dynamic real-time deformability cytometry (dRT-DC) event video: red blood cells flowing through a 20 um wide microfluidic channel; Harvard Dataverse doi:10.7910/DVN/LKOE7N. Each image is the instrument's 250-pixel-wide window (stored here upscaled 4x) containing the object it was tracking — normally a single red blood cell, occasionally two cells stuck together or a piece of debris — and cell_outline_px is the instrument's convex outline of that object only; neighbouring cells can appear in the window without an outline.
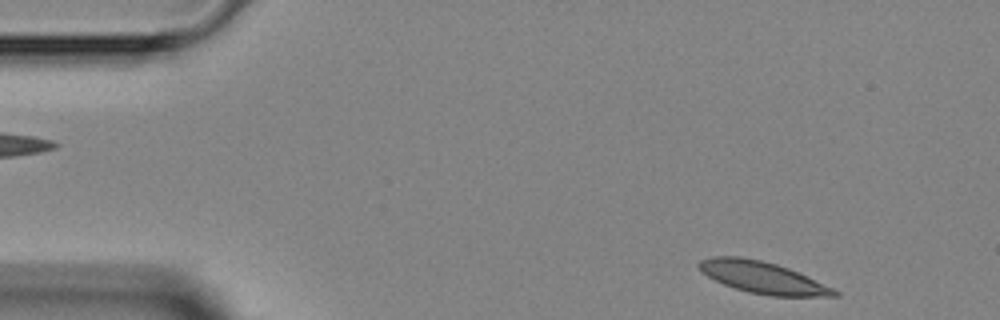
{"species": "Egyptian fruit bat (a non-hibernating species)", "species_latin": "Rousettus aegyptiacus", "temperature_condition": "room temperature", "stored_images_in_passage": 43, "camera_frame_rate_fps": 3000, "um_per_image_px": 0.085, "animal": {"sex": "female"}, "frame": {"image": 1, "passage_image": 1, "time_ms": 0.0, "image_size_px": [1000, 320], "cell_outline_px": [[840, 296], [772, 296], [748, 292], [724, 284], [708, 276], [696, 264], [700, 260], [712, 256], [740, 256], [760, 260], [776, 264], [800, 272], [836, 288], [840, 292]], "centroid_in_image_um": [64.9, 23.58], "position_along_channel_um": 20.1, "area_um2": 25.14}}
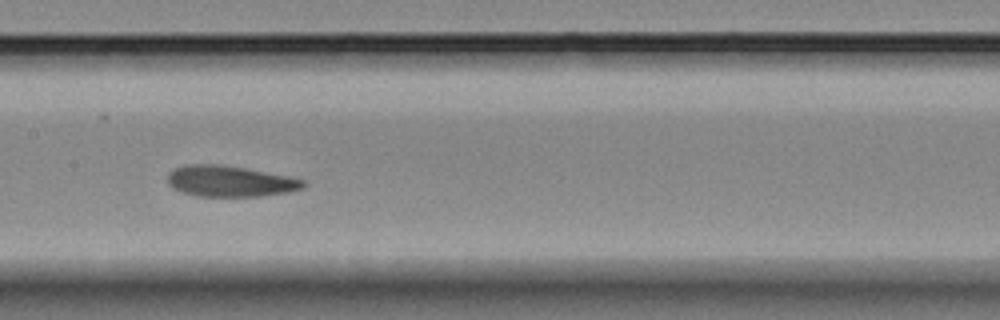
{"frame": {"image": 2, "passage_image": 19, "time_ms": 6.0, "image_size_px": [1000, 320], "cell_outline_px": [[308, 184], [304, 188], [288, 192], [260, 196], [196, 196], [180, 192], [172, 188], [168, 184], [168, 172], [184, 164], [216, 164], [244, 168], [288, 176], [304, 180]], "centroid_in_image_um": [19.53, 15.41], "position_along_channel_um": 187.9, "area_um2": 24.57}}
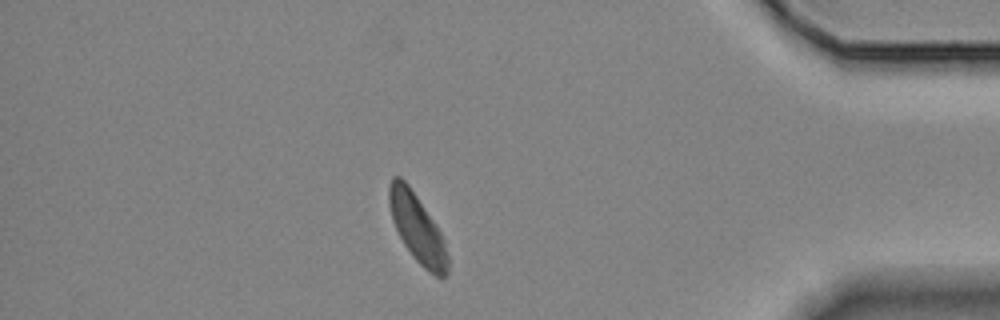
{"frame": {"image": 3, "passage_image": 37, "time_ms": 12.0, "image_size_px": [1000, 320], "cell_outline_px": [[448, 272], [444, 276], [436, 276], [428, 272], [412, 256], [404, 244], [392, 220], [388, 204], [388, 188], [392, 176], [400, 176], [408, 184], [436, 224], [444, 240], [448, 256]], "centroid_in_image_um": [35.45, 19.38], "position_along_channel_um": 399.7, "area_um2": 23.24}}